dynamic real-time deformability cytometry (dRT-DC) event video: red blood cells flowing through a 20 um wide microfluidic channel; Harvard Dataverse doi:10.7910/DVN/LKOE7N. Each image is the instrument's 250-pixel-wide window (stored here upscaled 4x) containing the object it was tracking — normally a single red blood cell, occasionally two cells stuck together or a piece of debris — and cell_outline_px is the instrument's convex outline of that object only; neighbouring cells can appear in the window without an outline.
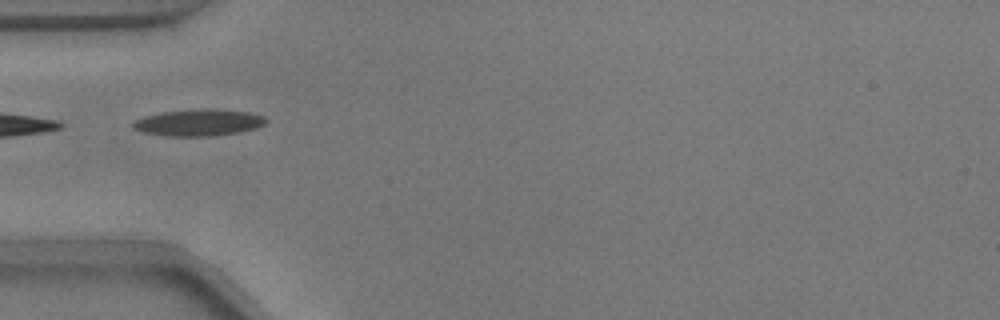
{"species": "common noctule bat (a hibernating species)", "species_latin": "Nyctalus noctula", "temperature_condition": "warm", "stored_images_in_passage": 23, "camera_frame_rate_fps": 3000, "um_per_image_px": 0.085, "animal": {"sex": "male", "body_mass_g": 17.9}, "frame": {"image": 1, "passage_image": 1, "time_ms": 0.0, "image_size_px": [1000, 320], "cell_outline_px": [[268, 120], [264, 124], [256, 128], [240, 132], [212, 136], [168, 136], [144, 132], [132, 128], [132, 124], [136, 120], [144, 116], [160, 112], [204, 108], [212, 108], [248, 112], [264, 116]], "centroid_in_image_um": [16.9, 10.41], "position_along_channel_um": 68.1, "area_um2": 20.75}}
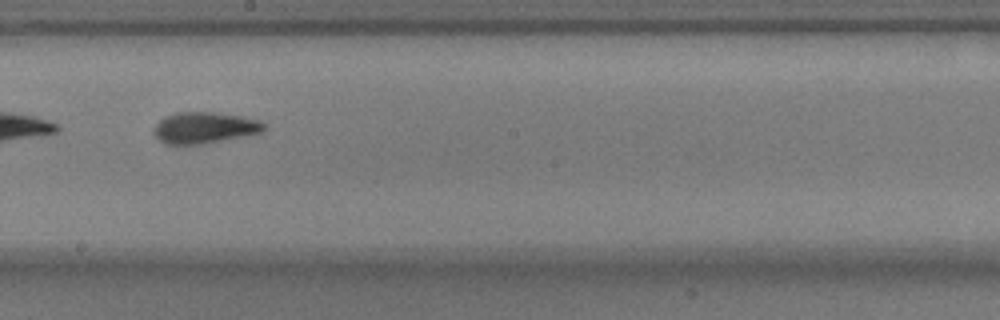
{"frame": {"image": 2, "passage_image": 14, "time_ms": 4.333, "image_size_px": [1000, 320], "cell_outline_px": [[264, 128], [260, 132], [204, 144], [164, 144], [152, 132], [152, 128], [164, 116], [176, 112], [216, 112], [244, 116], [260, 120], [264, 124]], "centroid_in_image_um": [17.33, 10.84], "position_along_channel_um": 230.9, "area_um2": 20.11}}
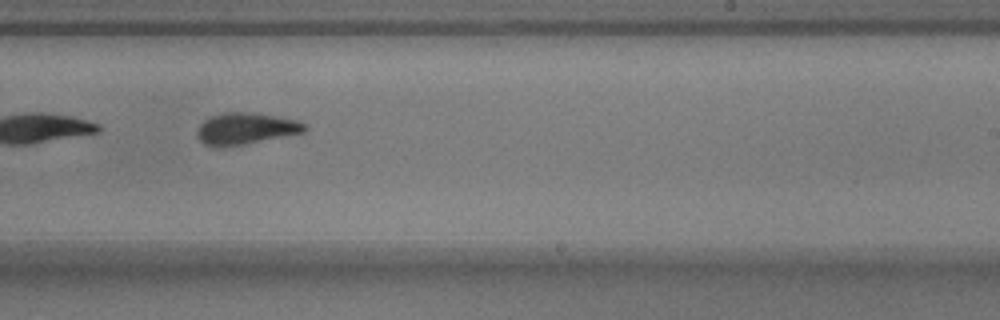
{"frame": {"image": 3, "passage_image": 17, "time_ms": 5.333, "image_size_px": [1000, 320], "cell_outline_px": [[308, 128], [304, 132], [240, 144], [204, 144], [196, 136], [196, 132], [200, 124], [204, 120], [212, 116], [224, 112], [244, 112], [272, 116], [296, 120], [308, 124]], "centroid_in_image_um": [20.9, 10.89], "position_along_channel_um": 268.1, "area_um2": 18.9}}